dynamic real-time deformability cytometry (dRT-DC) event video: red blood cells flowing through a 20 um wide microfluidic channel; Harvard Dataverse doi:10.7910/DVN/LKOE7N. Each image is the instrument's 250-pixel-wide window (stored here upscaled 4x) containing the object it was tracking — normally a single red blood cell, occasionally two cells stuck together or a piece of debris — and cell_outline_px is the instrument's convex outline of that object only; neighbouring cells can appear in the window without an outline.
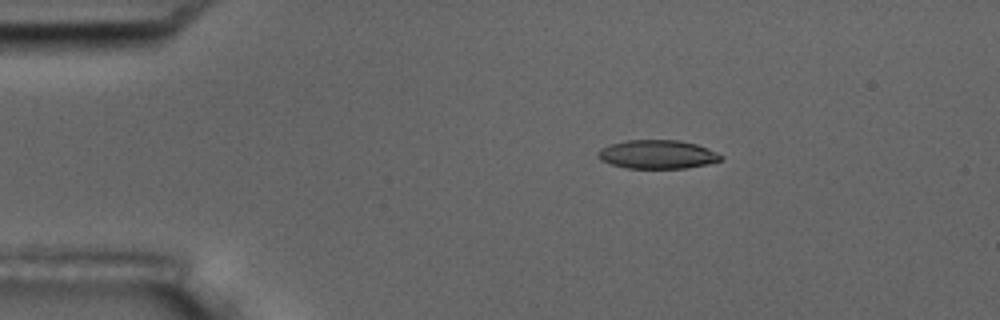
{"species": "common noctule bat (a hibernating species)", "species_latin": "Nyctalus noctula", "temperature_condition": "room temperature", "stored_images_in_passage": 1, "camera_frame_rate_fps": 3000, "um_per_image_px": 0.085, "animal": {"sex": "male", "body_mass_g": 17.5, "forearm_length_mm": 52.3}, "frame": {"image": 1, "passage_image": 1, "time_ms": 0.0, "image_size_px": [1000, 320], "cell_outline_px": [[724, 156], [720, 160], [708, 164], [684, 168], [628, 168], [612, 164], [600, 160], [596, 156], [596, 152], [600, 148], [608, 144], [628, 140], [680, 140], [696, 144]], "centroid_in_image_um": [55.82, 13.12], "position_along_channel_um": 29.2, "area_um2": 20.52}}